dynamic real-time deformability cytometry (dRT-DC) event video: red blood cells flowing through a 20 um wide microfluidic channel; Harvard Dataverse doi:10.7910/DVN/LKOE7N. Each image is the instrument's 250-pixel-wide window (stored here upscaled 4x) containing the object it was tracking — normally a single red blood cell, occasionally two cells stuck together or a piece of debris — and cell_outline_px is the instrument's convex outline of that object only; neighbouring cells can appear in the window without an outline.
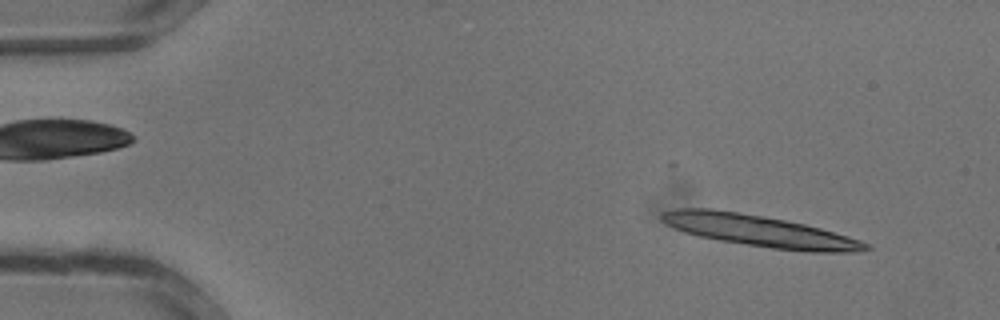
{"species": "common noctule bat (a hibernating species)", "species_latin": "Nyctalus noctula", "temperature_condition": "warm", "stored_images_in_passage": 30, "camera_frame_rate_fps": 3000, "um_per_image_px": 0.085, "animal": {"sex": "male", "body_mass_g": 13.3}, "frame": {"image": 1, "passage_image": 2, "time_ms": 0.333, "image_size_px": [1000, 320], "cell_outline_px": [[872, 248], [856, 252], [808, 252], [772, 248], [720, 240], [700, 236], [684, 232], [664, 224], [660, 216], [664, 212], [676, 208], [712, 208], [740, 212], [784, 220], [804, 224], [820, 228], [848, 236], [860, 240], [868, 244]], "centroid_in_image_um": [64.55, 19.62], "position_along_channel_um": 20.5, "area_um2": 37.22}}
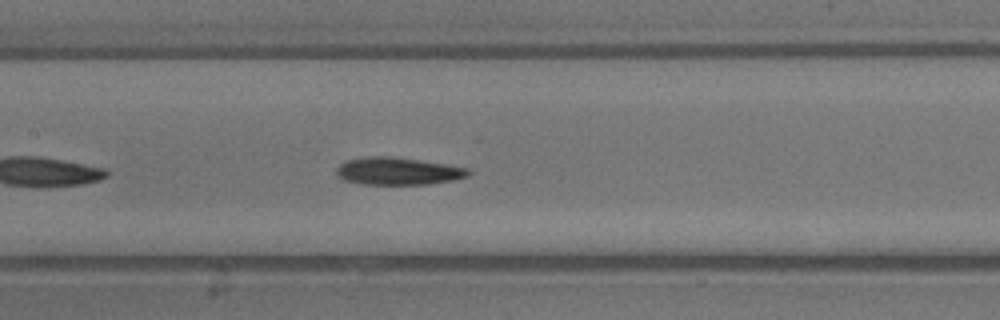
{"frame": {"image": 2, "passage_image": 15, "time_ms": 4.667, "image_size_px": [1000, 320], "cell_outline_px": [[472, 172], [468, 176], [452, 180], [428, 184], [360, 184], [344, 180], [336, 176], [336, 168], [344, 160], [364, 156], [392, 156], [448, 164], [468, 168]], "centroid_in_image_um": [33.79, 14.53], "position_along_channel_um": 173.6, "area_um2": 21.39}}
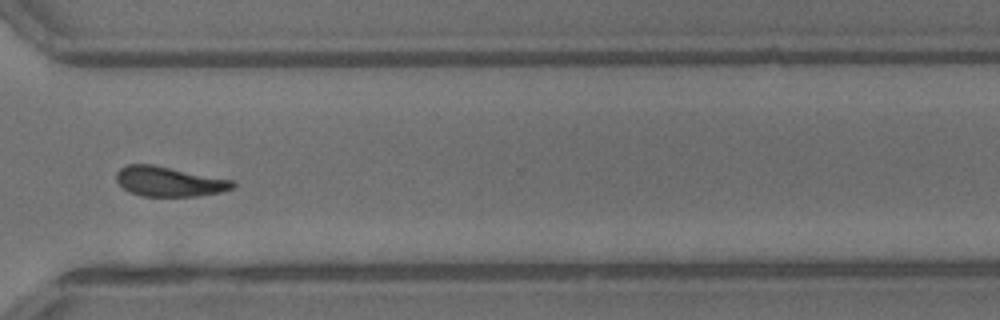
{"frame": {"image": 3, "passage_image": 24, "time_ms": 7.667, "image_size_px": [1000, 320], "cell_outline_px": [[236, 184], [232, 188], [220, 192], [196, 196], [140, 196], [128, 192], [116, 180], [116, 172], [120, 168], [128, 164], [152, 164], [236, 180]], "centroid_in_image_um": [14.38, 15.42], "position_along_channel_um": 356.2, "area_um2": 20.4}}